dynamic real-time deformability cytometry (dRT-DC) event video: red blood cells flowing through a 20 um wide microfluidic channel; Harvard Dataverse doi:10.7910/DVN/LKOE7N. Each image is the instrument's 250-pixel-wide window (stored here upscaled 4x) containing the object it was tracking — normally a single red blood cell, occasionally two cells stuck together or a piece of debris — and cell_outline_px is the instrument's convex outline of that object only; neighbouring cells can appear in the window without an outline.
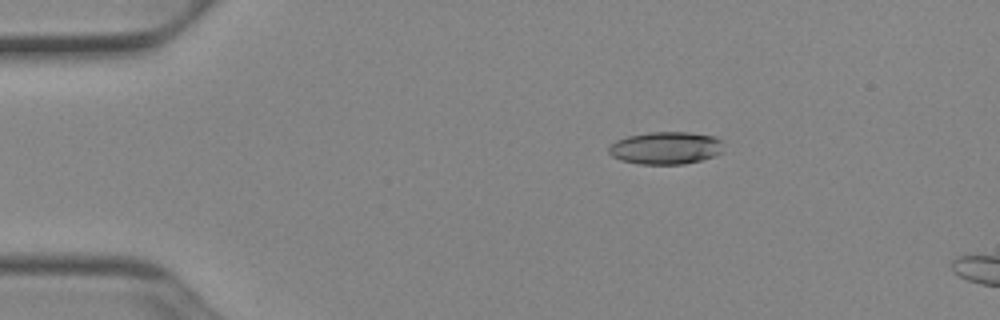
{"species": "Egyptian fruit bat (a non-hibernating species)", "species_latin": "Rousettus aegyptiacus", "temperature_condition": "cold", "stored_images_in_passage": 6, "camera_frame_rate_fps": 3000, "um_per_image_px": 0.085, "animal": {"sex": "female"}, "frame": {"image": 1, "passage_image": 3, "time_ms": 0.667, "image_size_px": [1000, 320], "cell_outline_px": [[724, 152], [716, 156], [684, 164], [640, 164], [620, 160], [612, 156], [608, 152], [608, 148], [616, 140], [628, 136], [648, 132], [688, 132], [712, 136], [724, 140]], "centroid_in_image_um": [56.64, 12.58], "position_along_channel_um": 28.4, "area_um2": 22.02}}